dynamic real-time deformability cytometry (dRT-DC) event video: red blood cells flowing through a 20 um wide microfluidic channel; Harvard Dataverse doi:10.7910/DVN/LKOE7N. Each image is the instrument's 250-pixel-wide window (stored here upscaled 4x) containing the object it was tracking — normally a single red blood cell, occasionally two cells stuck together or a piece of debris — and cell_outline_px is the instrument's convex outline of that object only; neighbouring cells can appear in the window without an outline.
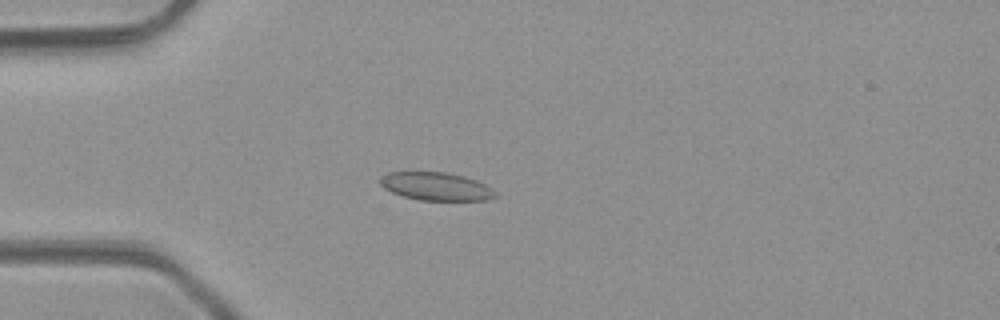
{"species": "common noctule bat (a hibernating species)", "species_latin": "Nyctalus noctula", "temperature_condition": "room temperature", "stored_images_in_passage": 3, "camera_frame_rate_fps": 3000, "um_per_image_px": 0.085, "animal": {"sex": "male", "body_mass_g": 23.1, "forearm_length_mm": 52.7}, "frame": {"image": 1, "passage_image": 3, "time_ms": 2.0, "image_size_px": [1000, 320], "cell_outline_px": [[496, 196], [488, 200], [420, 200], [404, 196], [392, 192], [384, 188], [380, 184], [380, 176], [388, 172], [448, 172], [464, 176], [476, 180], [492, 188], [496, 192]], "centroid_in_image_um": [37.07, 15.83], "position_along_channel_um": 47.9, "area_um2": 18.84}}